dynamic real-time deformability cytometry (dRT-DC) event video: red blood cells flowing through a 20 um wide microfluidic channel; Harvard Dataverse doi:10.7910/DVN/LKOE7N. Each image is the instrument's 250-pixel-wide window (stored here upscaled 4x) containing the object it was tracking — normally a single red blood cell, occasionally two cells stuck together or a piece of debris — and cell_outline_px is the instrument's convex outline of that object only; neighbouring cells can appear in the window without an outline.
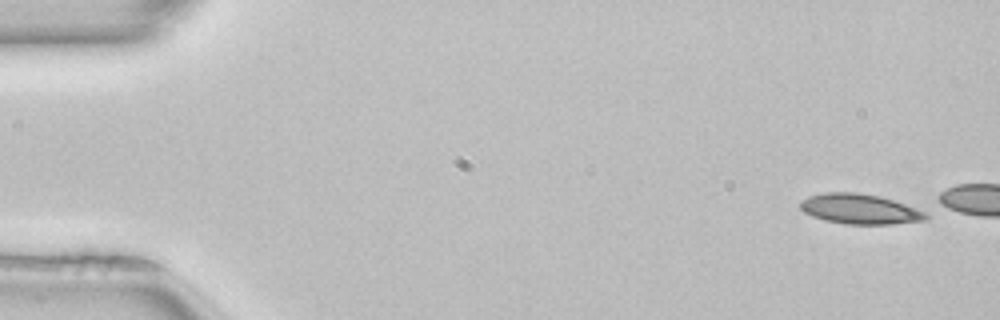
{"species": "common noctule bat (a hibernating species)", "species_latin": "Nyctalus noctula", "temperature_condition": "room temperature", "stored_images_in_passage": 7, "camera_frame_rate_fps": 3000, "um_per_image_px": 0.085, "animal": {"sex": "female", "body_mass_g": 22.7, "forearm_length_mm": 54.2}, "frame": {"image": 1, "passage_image": 1, "time_ms": 0.0, "image_size_px": [1000, 320], "cell_outline_px": [[928, 216], [924, 220], [892, 224], [844, 224], [824, 220], [812, 216], [804, 212], [800, 208], [800, 200], [808, 196], [824, 192], [856, 192], [880, 196], [916, 208], [924, 212]], "centroid_in_image_um": [73.02, 17.76], "position_along_channel_um": 12.0, "area_um2": 21.96}}